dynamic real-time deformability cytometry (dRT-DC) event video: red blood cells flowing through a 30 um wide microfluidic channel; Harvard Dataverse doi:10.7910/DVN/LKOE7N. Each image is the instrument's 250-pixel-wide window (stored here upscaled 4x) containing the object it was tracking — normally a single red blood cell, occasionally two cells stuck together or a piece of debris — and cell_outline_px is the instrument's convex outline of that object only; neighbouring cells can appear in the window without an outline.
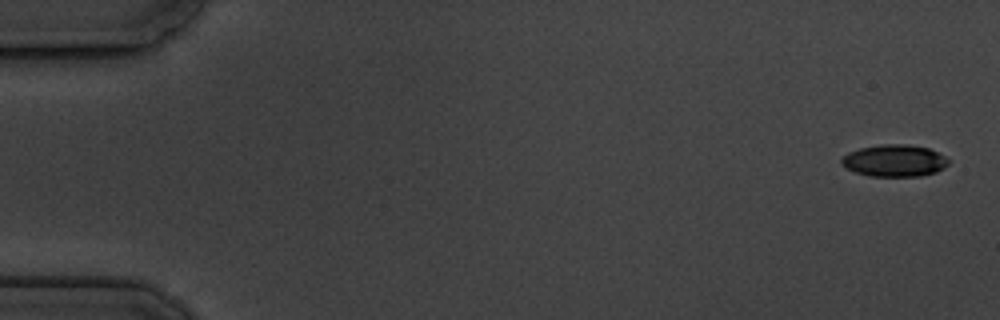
{"species": "common noctule bat (a hibernating species)", "species_latin": "Nyctalus noctula", "temperature_condition": "cold", "stored_images_in_passage": 15, "camera_frame_rate_fps": 3000, "um_per_image_px": 0.085, "animal": {"sex": "male", "body_mass_g": 19.5, "forearm_length_mm": 54.6}, "frame": {"image": 1, "passage_image": 1, "time_ms": 0.0, "image_size_px": [1000, 320], "cell_outline_px": [[948, 164], [944, 168], [936, 172], [920, 176], [868, 176], [856, 172], [840, 164], [840, 160], [848, 152], [860, 148], [880, 144], [904, 144], [928, 148], [944, 156], [948, 160]], "centroid_in_image_um": [76.01, 13.66], "position_along_channel_um": 9.0, "area_um2": 19.83}}
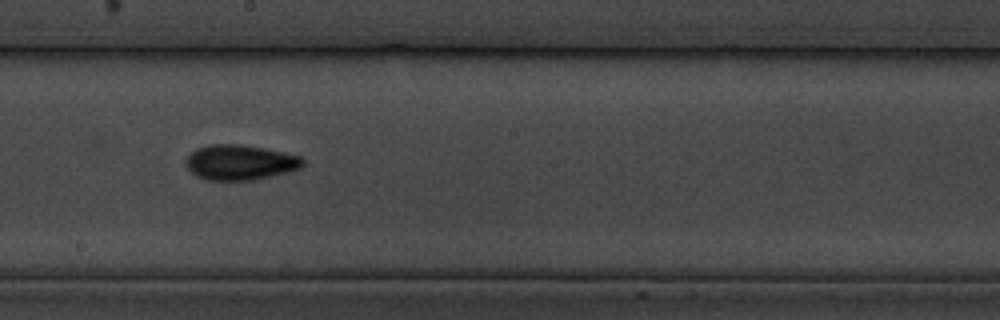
{"frame": {"image": 2, "passage_image": 9, "time_ms": 10.333, "image_size_px": [1000, 320], "cell_outline_px": [[304, 164], [300, 168], [288, 172], [252, 180], [208, 180], [196, 176], [188, 168], [184, 160], [196, 148], [208, 144], [240, 144], [264, 148], [284, 152], [300, 156], [304, 160]], "centroid_in_image_um": [20.4, 13.79], "position_along_channel_um": 227.8, "area_um2": 23.99}}
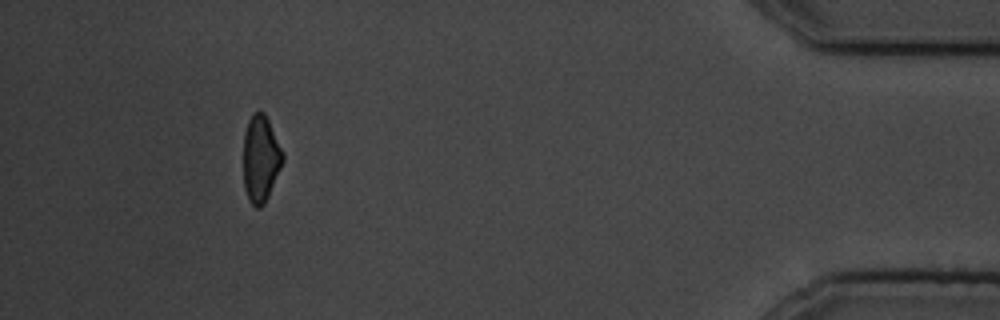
{"frame": {"image": 3, "passage_image": 14, "time_ms": 17.333, "image_size_px": [1000, 320], "cell_outline_px": [[284, 160], [268, 196], [264, 204], [260, 208], [256, 208], [248, 200], [244, 188], [244, 132], [248, 120], [252, 112], [264, 112], [284, 152]], "centroid_in_image_um": [22.16, 13.49], "position_along_channel_um": 413.0, "area_um2": 19.94}}